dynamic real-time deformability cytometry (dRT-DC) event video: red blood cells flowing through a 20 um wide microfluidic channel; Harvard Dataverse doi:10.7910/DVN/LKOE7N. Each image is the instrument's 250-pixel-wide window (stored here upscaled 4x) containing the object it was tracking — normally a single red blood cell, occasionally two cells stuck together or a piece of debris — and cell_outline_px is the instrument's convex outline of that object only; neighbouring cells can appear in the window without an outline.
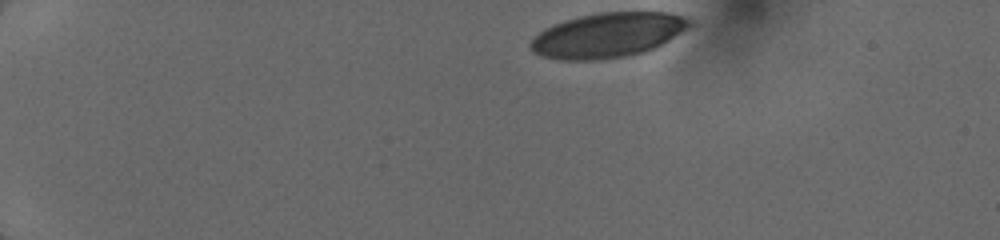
{"species": "human", "species_latin": "Homo sapiens", "temperature_condition": "cold", "stored_images_in_passage": 15, "camera_frame_rate_fps": 3000, "um_per_image_px": 0.085, "donor": {"sex": "female"}, "frame": {"image": 1, "passage_image": 1, "time_ms": 0.0, "image_size_px": [1000, 240], "cell_outline_px": [[692, 24], [688, 28], [668, 40], [644, 52], [624, 56], [596, 60], [560, 60], [540, 56], [532, 52], [528, 44], [544, 28], [552, 24], [564, 20], [596, 12], [668, 12], [692, 20]], "centroid_in_image_um": [51.6, 2.98], "position_along_channel_um": 33.4, "area_um2": 41.38}}
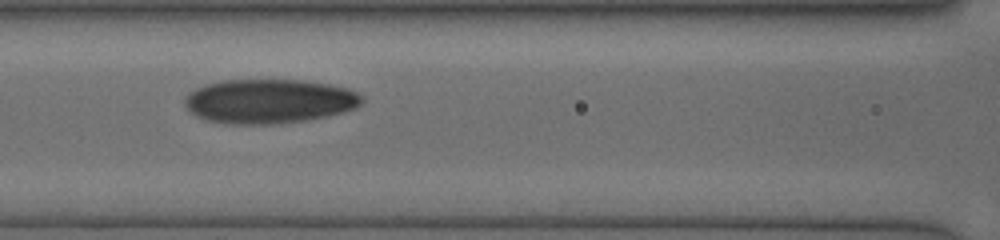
{"frame": {"image": 2, "passage_image": 8, "time_ms": 5.0, "image_size_px": [1000, 240], "cell_outline_px": [[364, 100], [356, 108], [344, 112], [328, 116], [280, 124], [224, 124], [208, 120], [196, 116], [184, 104], [184, 100], [188, 92], [204, 84], [224, 80], [304, 80], [332, 84], [348, 88], [360, 92], [364, 96]], "centroid_in_image_um": [22.92, 8.6], "position_along_channel_um": 143.7, "area_um2": 46.3}}
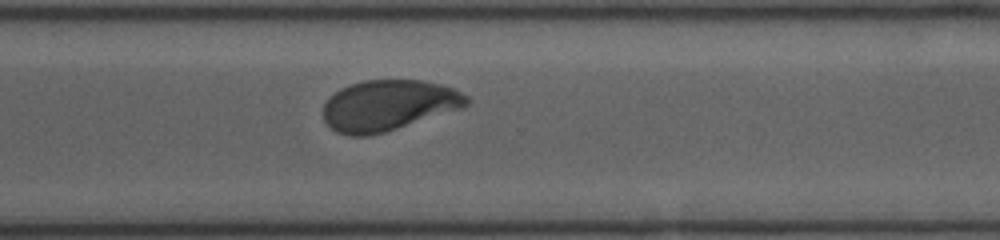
{"frame": {"image": 3, "passage_image": 15, "time_ms": 9.667, "image_size_px": [1000, 240], "cell_outline_px": [[472, 100], [468, 104], [460, 108], [384, 132], [368, 136], [348, 136], [336, 132], [324, 120], [324, 104], [340, 88], [364, 80], [424, 80], [440, 84], [452, 88], [468, 96]], "centroid_in_image_um": [33.01, 8.95], "position_along_channel_um": 337.6, "area_um2": 41.91}}